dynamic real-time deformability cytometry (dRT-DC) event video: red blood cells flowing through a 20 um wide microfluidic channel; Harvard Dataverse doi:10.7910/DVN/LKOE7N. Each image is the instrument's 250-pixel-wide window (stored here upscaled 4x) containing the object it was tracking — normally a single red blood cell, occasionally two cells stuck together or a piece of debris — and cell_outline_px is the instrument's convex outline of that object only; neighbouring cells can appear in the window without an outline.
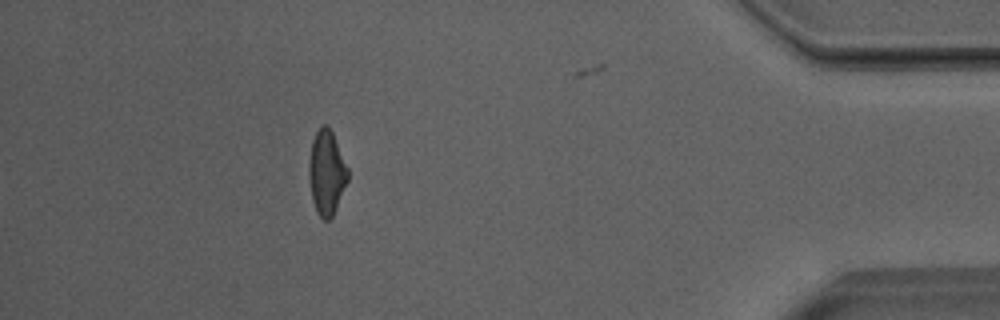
{"species": "Egyptian fruit bat (a non-hibernating species)", "species_latin": "Rousettus aegyptiacus", "temperature_condition": "room temperature", "stored_images_in_passage": 31, "camera_frame_rate_fps": 3000, "um_per_image_px": 0.085, "animal": {"sex": "male"}, "frame": {"image": 1, "passage_image": 31, "time_ms": 10.0, "image_size_px": [1000, 320], "cell_outline_px": [[348, 180], [336, 208], [332, 216], [328, 220], [324, 220], [316, 212], [312, 200], [308, 176], [308, 164], [312, 140], [320, 124], [328, 124], [332, 132], [348, 168]], "centroid_in_image_um": [27.74, 14.65], "position_along_channel_um": 407.5, "area_um2": 19.25}, "authors_computed_cell_mechanics": {"area_um2": 19.5942, "velocity_mm_per_s": 4.0173, "shape_relaxation_time_tau1_ms": null, "shape_relaxation_time_tau2_ms": 1.8266, "deformation_change_tau1": null, "deformation_change_tau2": 0.0996}}